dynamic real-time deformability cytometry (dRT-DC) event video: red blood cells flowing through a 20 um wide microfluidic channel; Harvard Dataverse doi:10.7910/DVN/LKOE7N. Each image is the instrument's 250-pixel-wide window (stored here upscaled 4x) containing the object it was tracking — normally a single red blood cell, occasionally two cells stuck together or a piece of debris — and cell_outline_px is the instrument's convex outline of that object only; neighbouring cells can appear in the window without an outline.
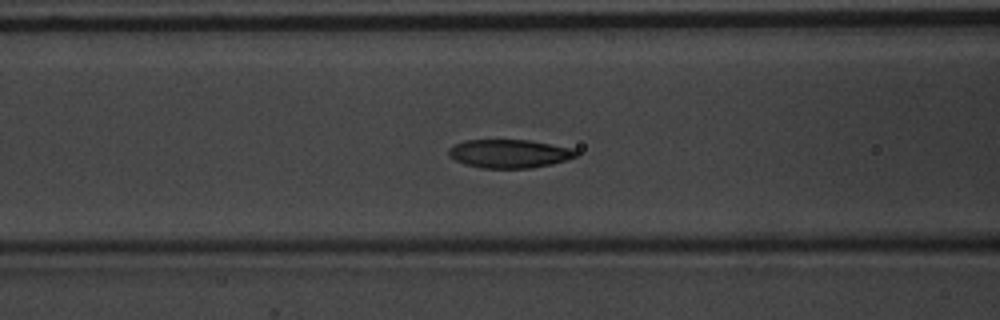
{"species": "common noctule bat (a hibernating species)", "species_latin": "Nyctalus noctula", "temperature_condition": "warm", "stored_images_in_passage": 53, "camera_frame_rate_fps": 3000, "um_per_image_px": 0.085, "animal": {"sex": "male", "body_mass_g": 20.1, "forearm_length_mm": 53.5}, "frame": {"image": 1, "passage_image": 21, "time_ms": 6.667, "image_size_px": [1000, 320], "cell_outline_px": [[580, 152], [576, 156], [568, 160], [552, 164], [532, 168], [480, 168], [464, 164], [448, 156], [448, 148], [464, 140], [528, 140], [572, 148]], "centroid_in_image_um": [43.29, 13.07], "position_along_channel_um": 123.3, "area_um2": 21.27}}
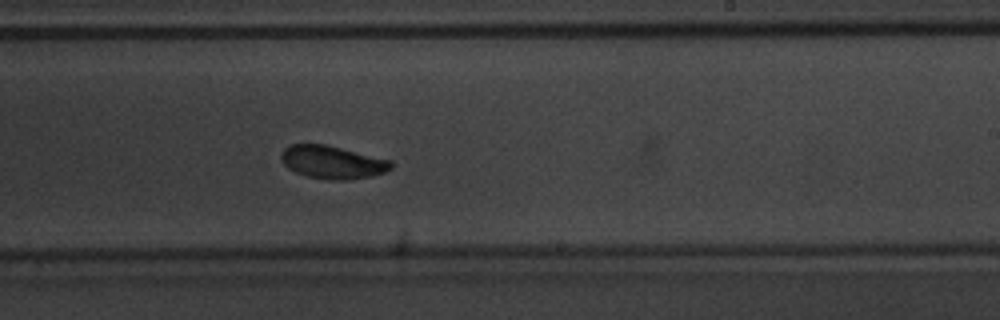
{"frame": {"image": 2, "passage_image": 32, "time_ms": 10.333, "image_size_px": [1000, 320], "cell_outline_px": [[392, 168], [384, 172], [372, 176], [348, 180], [332, 180], [308, 176], [296, 172], [288, 168], [280, 160], [280, 156], [284, 148], [292, 144], [324, 144], [392, 160]], "centroid_in_image_um": [28.25, 13.79], "position_along_channel_um": 260.7, "area_um2": 21.04}}
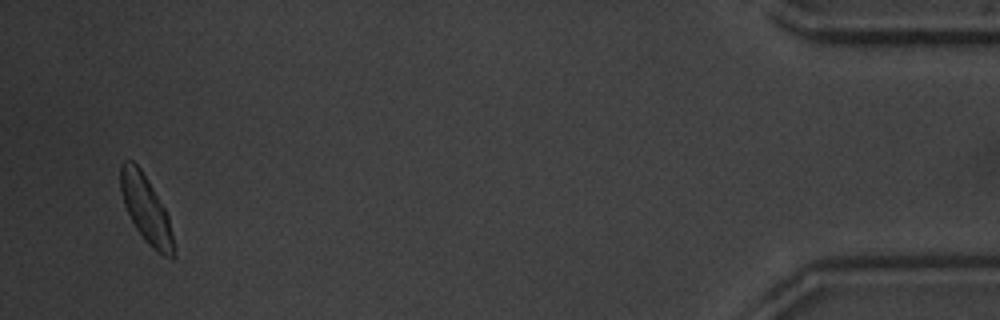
{"frame": {"image": 3, "passage_image": 51, "time_ms": 16.667, "image_size_px": [1000, 320], "cell_outline_px": [[176, 256], [172, 260], [164, 256], [152, 248], [144, 240], [136, 228], [124, 204], [120, 192], [120, 164], [124, 160], [132, 160], [140, 168], [148, 180], [164, 208], [168, 216], [176, 248]], "centroid_in_image_um": [12.43, 17.82], "position_along_channel_um": 422.8, "area_um2": 20.87}, "authors_computed_cell_mechanics": {"area_um2": 21.0392, "velocity_mm_per_s": 3.7512, "shape_relaxation_time_tau1_ms": 2.8986, "shape_relaxation_time_tau2_ms": 2.5147, "deformation_change_tau1": 0.1144, "deformation_change_tau2": 0.0607}}